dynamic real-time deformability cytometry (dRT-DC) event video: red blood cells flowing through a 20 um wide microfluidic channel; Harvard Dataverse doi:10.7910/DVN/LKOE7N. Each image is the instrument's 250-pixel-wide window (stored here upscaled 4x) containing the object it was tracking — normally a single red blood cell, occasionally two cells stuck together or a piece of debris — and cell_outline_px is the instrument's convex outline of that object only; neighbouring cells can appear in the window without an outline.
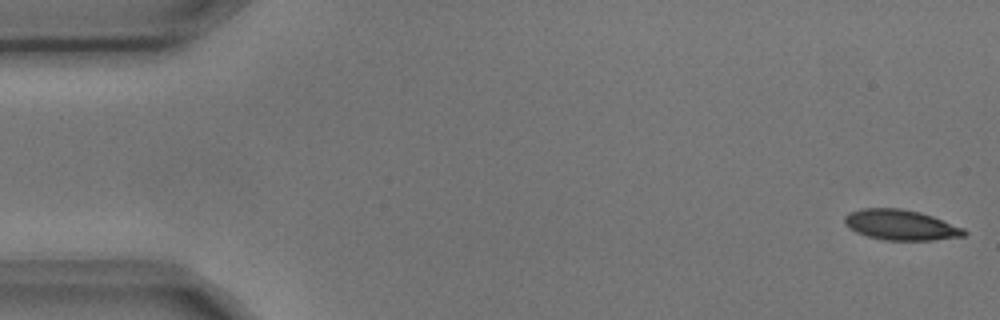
{"species": "common noctule bat (a hibernating species)", "species_latin": "Nyctalus noctula", "temperature_condition": "cold", "stored_images_in_passage": 5, "camera_frame_rate_fps": 3000, "um_per_image_px": 0.085, "animal": {"sex": "male", "body_mass_g": 17.9, "forearm_length_mm": 54.2}, "frame": {"image": 1, "passage_image": 1, "time_ms": 0.0, "image_size_px": [1000, 320], "cell_outline_px": [[968, 232], [964, 236], [932, 240], [884, 240], [868, 236], [856, 232], [848, 228], [844, 224], [844, 216], [848, 212], [860, 208], [900, 208], [920, 212], [932, 216], [964, 228]], "centroid_in_image_um": [76.53, 19.11], "position_along_channel_um": 8.5, "area_um2": 21.27}}
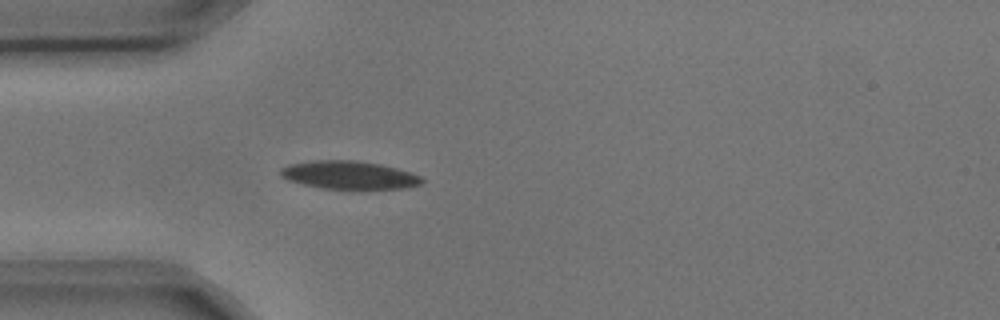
{"frame": {"image": 2, "passage_image": 5, "time_ms": 1.333, "image_size_px": [1000, 320], "cell_outline_px": [[424, 180], [420, 184], [404, 188], [324, 188], [304, 184], [288, 180], [280, 176], [280, 168], [288, 164], [312, 160], [356, 160], [380, 164], [412, 172], [420, 176]], "centroid_in_image_um": [29.64, 14.85], "position_along_channel_um": 55.4, "area_um2": 22.95}}